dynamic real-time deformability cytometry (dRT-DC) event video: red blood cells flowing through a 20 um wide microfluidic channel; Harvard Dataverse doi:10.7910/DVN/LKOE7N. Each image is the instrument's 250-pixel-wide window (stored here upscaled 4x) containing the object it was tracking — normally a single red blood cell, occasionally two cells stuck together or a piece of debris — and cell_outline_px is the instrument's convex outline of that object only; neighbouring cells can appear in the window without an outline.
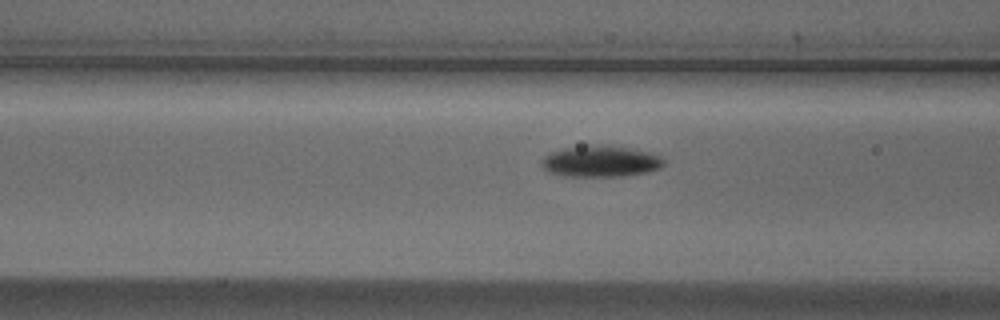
{"species": "Egyptian fruit bat (a non-hibernating species)", "species_latin": "Rousettus aegyptiacus", "temperature_condition": "cold", "stored_images_in_passage": 8, "camera_frame_rate_fps": 3000, "um_per_image_px": 0.085, "animal": {"sex": "male"}, "frame": {"image": 1, "passage_image": 6, "time_ms": 1.667, "image_size_px": [1000, 320], "cell_outline_px": [[664, 164], [660, 168], [648, 172], [620, 176], [564, 176], [552, 172], [544, 168], [540, 164], [544, 156], [548, 152], [564, 148], [588, 144], [600, 144], [632, 148], [648, 152], [660, 156], [664, 160]], "centroid_in_image_um": [51.04, 13.69], "position_along_channel_um": 115.6, "area_um2": 22.43}}